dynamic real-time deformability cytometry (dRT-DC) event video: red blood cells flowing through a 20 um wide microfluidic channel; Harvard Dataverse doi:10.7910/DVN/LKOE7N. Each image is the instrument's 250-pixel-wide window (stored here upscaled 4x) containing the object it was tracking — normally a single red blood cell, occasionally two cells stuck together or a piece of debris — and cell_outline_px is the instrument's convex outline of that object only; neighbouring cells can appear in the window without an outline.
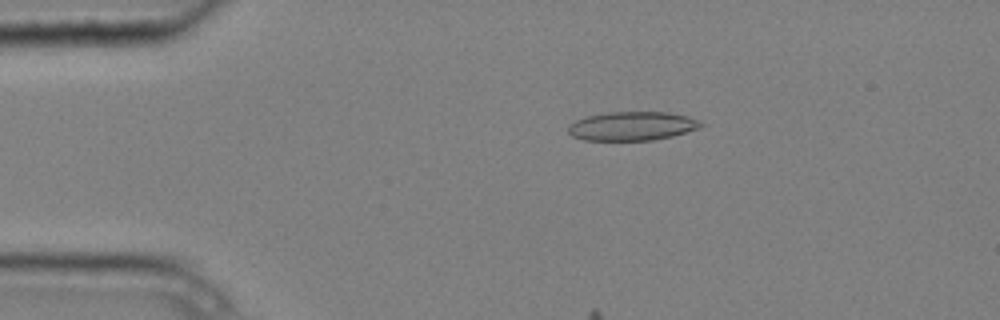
{"species": "common noctule bat (a hibernating species)", "species_latin": "Nyctalus noctula", "temperature_condition": "cold", "stored_images_in_passage": 9, "camera_frame_rate_fps": 3000, "um_per_image_px": 0.085, "animal": {"sex": "male", "body_mass_g": 20.4}, "frame": {"image": 1, "passage_image": 3, "time_ms": 0.667, "image_size_px": [1000, 320], "cell_outline_px": [[704, 124], [700, 128], [672, 136], [652, 140], [584, 140], [572, 136], [568, 132], [568, 124], [576, 120], [588, 116], [608, 112], [668, 112], [688, 116], [700, 120]], "centroid_in_image_um": [53.74, 10.71], "position_along_channel_um": 31.3, "area_um2": 22.37}}